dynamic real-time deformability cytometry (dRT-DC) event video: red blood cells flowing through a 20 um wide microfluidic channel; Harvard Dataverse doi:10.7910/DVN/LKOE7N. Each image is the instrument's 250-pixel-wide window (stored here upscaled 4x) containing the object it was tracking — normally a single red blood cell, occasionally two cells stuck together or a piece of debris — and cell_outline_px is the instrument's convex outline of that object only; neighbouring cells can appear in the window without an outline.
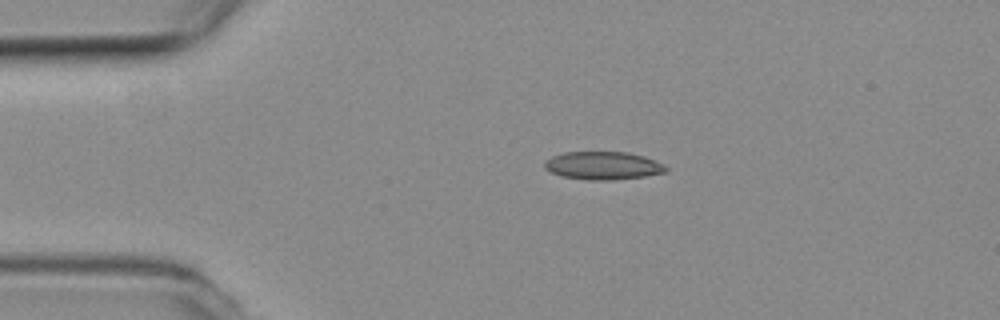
{"species": "common noctule bat (a hibernating species)", "species_latin": "Nyctalus noctula", "temperature_condition": "room temperature", "stored_images_in_passage": 3, "camera_frame_rate_fps": 3000, "um_per_image_px": 0.085, "animal": {"sex": "female", "body_mass_g": 19.3, "forearm_length_mm": 54.1}, "frame": {"image": 1, "passage_image": 3, "time_ms": 0.667, "image_size_px": [1000, 320], "cell_outline_px": [[668, 172], [644, 176], [616, 180], [588, 180], [560, 176], [544, 168], [544, 160], [552, 156], [564, 152], [628, 152], [644, 156], [656, 160], [664, 164], [668, 168]], "centroid_in_image_um": [51.27, 14.08], "position_along_channel_um": 33.7, "area_um2": 20.06}}